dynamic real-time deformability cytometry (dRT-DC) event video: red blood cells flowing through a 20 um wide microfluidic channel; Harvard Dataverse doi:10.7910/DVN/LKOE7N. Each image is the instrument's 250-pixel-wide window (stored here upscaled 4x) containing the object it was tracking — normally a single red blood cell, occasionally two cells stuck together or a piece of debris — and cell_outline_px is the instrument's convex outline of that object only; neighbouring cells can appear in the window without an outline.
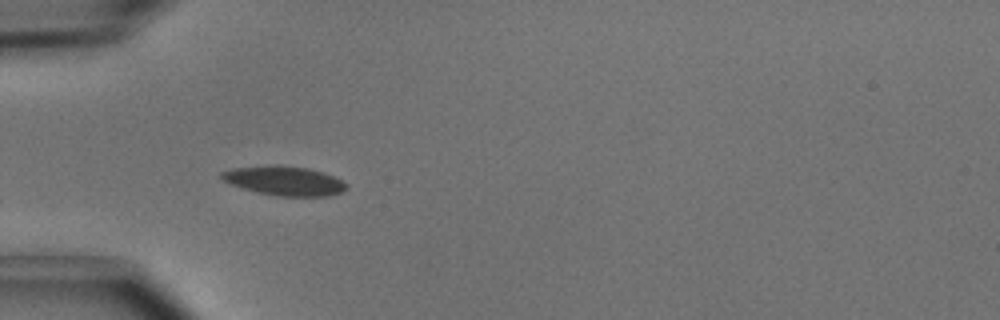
{"species": "common noctule bat (a hibernating species)", "species_latin": "Nyctalus noctula", "temperature_condition": "cold", "stored_images_in_passage": 2, "camera_frame_rate_fps": 3000, "um_per_image_px": 0.085, "animal": {"sex": "male", "body_mass_g": 15.6}, "frame": {"image": 1, "passage_image": 1, "time_ms": 0.0, "image_size_px": [1000, 320], "cell_outline_px": [[348, 188], [340, 192], [328, 196], [276, 196], [244, 188], [232, 184], [224, 180], [220, 176], [220, 172], [232, 168], [268, 164], [280, 164], [308, 168], [324, 172], [348, 184]], "centroid_in_image_um": [24.17, 15.34], "position_along_channel_um": 60.8, "area_um2": 21.39}}